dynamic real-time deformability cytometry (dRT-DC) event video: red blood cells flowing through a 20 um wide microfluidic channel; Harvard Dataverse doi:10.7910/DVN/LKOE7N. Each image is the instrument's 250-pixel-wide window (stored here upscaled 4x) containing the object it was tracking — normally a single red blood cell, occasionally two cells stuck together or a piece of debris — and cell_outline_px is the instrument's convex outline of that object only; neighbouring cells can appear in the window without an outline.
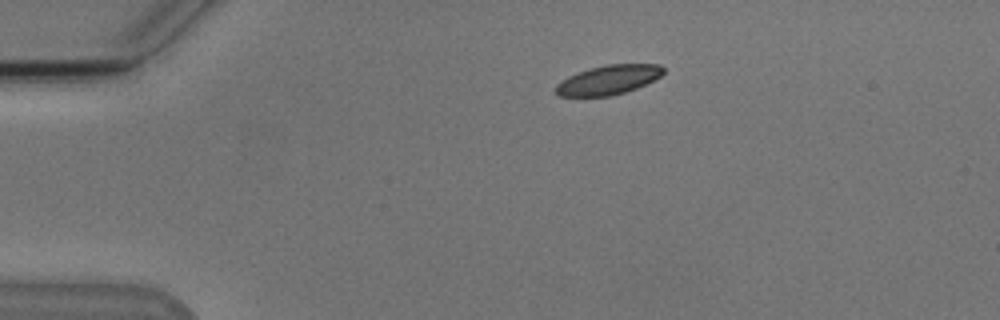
{"species": "Egyptian fruit bat (a non-hibernating species)", "species_latin": "Rousettus aegyptiacus", "temperature_condition": "cold", "stored_images_in_passage": 38, "camera_frame_rate_fps": 3000, "um_per_image_px": 0.085, "animal": {"sex": "male"}, "frame": {"image": 1, "passage_image": 1, "time_ms": 0.0, "image_size_px": [1000, 320], "cell_outline_px": [[664, 72], [660, 76], [636, 88], [612, 96], [556, 96], [556, 84], [560, 80], [568, 76], [588, 68], [608, 64], [660, 64], [664, 68]], "centroid_in_image_um": [51.68, 6.78], "position_along_channel_um": 33.3, "area_um2": 18.38}}
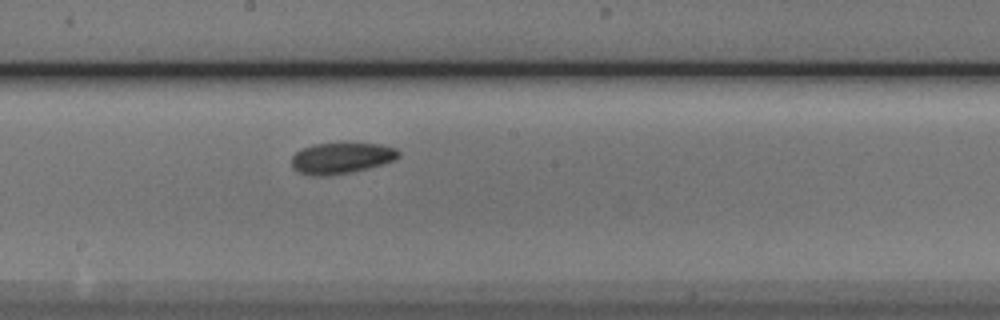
{"frame": {"image": 2, "passage_image": 20, "time_ms": 6.333, "image_size_px": [1000, 320], "cell_outline_px": [[400, 156], [396, 160], [368, 168], [352, 172], [332, 176], [312, 176], [296, 172], [292, 168], [292, 156], [296, 152], [304, 148], [316, 144], [380, 144], [396, 148], [400, 152]], "centroid_in_image_um": [29.01, 13.47], "position_along_channel_um": 219.2, "area_um2": 19.42}}
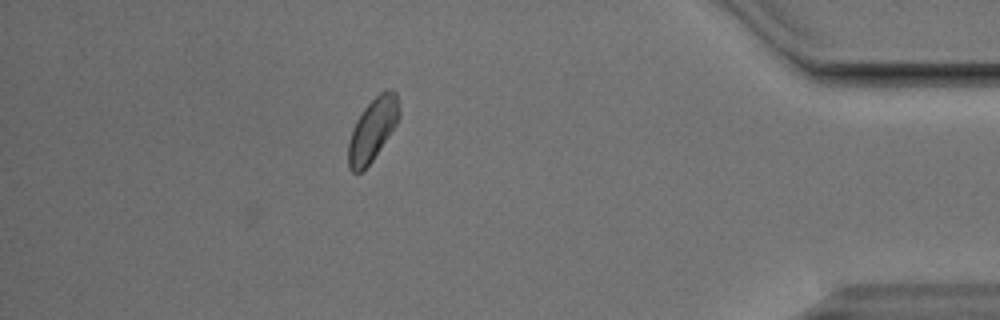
{"frame": {"image": 3, "passage_image": 38, "time_ms": 12.333, "image_size_px": [1000, 320], "cell_outline_px": [[400, 116], [396, 124], [372, 160], [360, 172], [352, 172], [348, 168], [348, 144], [352, 128], [356, 120], [364, 108], [380, 92], [388, 88], [392, 88], [396, 92], [400, 112]], "centroid_in_image_um": [31.66, 10.98], "position_along_channel_um": 403.5, "area_um2": 18.38}, "authors_computed_cell_mechanics": {"area_um2": 19.1607, "velocity_mm_per_s": 3.7698, "shape_relaxation_time_tau1_ms": 3.8259, "shape_relaxation_time_tau2_ms": null, "deformation_change_tau1": 0.0767, "deformation_change_tau2": null}}